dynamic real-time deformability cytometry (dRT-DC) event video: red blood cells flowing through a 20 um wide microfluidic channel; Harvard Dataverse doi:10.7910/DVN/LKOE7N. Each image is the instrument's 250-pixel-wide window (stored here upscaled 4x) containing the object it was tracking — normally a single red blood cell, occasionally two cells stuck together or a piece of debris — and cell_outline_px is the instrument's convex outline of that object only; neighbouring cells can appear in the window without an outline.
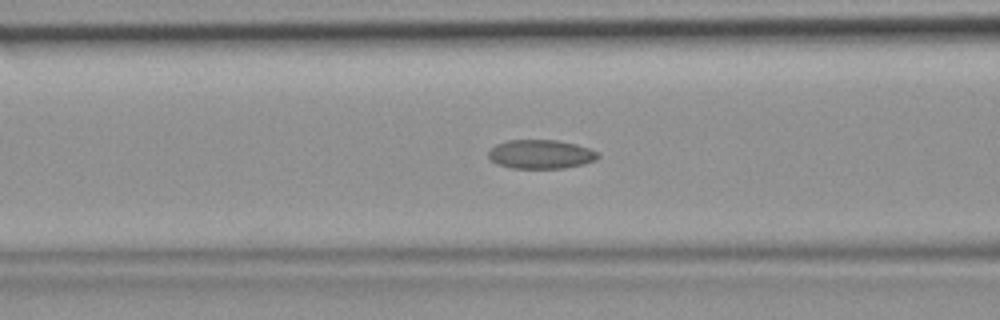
{"species": "common noctule bat (a hibernating species)", "species_latin": "Nyctalus noctula", "temperature_condition": "room temperature", "stored_images_in_passage": 46, "camera_frame_rate_fps": 3000, "um_per_image_px": 0.085, "animal": {"sex": "female", "body_mass_g": 19.9}, "frame": {"image": 1, "passage_image": 19, "time_ms": 6.0, "image_size_px": [1000, 320], "cell_outline_px": [[600, 156], [596, 160], [584, 164], [564, 168], [512, 168], [496, 164], [488, 156], [488, 152], [496, 144], [508, 140], [556, 140], [576, 144], [600, 152]], "centroid_in_image_um": [45.99, 13.11], "position_along_channel_um": 120.6, "area_um2": 18.55}}
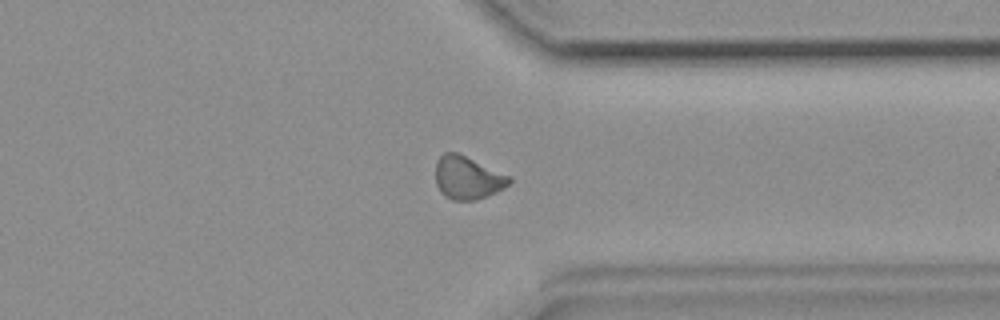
{"frame": {"image": 2, "passage_image": 36, "time_ms": 11.667, "image_size_px": [1000, 320], "cell_outline_px": [[512, 180], [504, 188], [488, 196], [476, 200], [452, 200], [444, 196], [440, 192], [436, 184], [436, 160], [444, 152], [456, 152], [512, 176]], "centroid_in_image_um": [39.74, 15.11], "position_along_channel_um": 371.7, "area_um2": 18.61}}
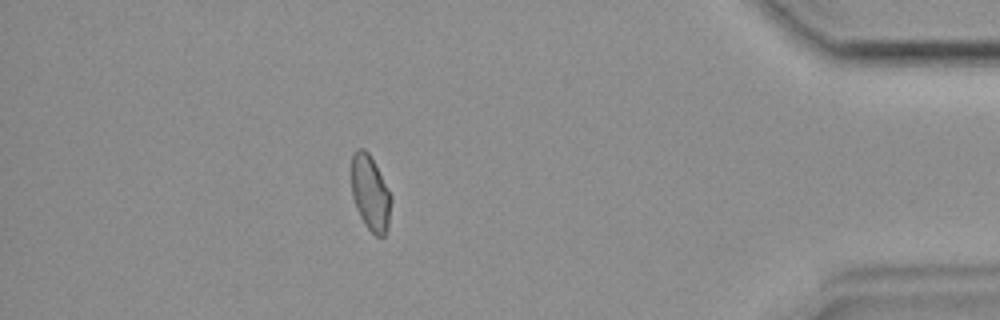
{"frame": {"image": 3, "passage_image": 41, "time_ms": 13.333, "image_size_px": [1000, 320], "cell_outline_px": [[392, 200], [388, 224], [384, 236], [376, 236], [364, 224], [356, 208], [352, 196], [352, 156], [356, 148], [364, 148], [368, 152], [392, 196]], "centroid_in_image_um": [31.47, 16.41], "position_along_channel_um": 403.7, "area_um2": 17.22}}